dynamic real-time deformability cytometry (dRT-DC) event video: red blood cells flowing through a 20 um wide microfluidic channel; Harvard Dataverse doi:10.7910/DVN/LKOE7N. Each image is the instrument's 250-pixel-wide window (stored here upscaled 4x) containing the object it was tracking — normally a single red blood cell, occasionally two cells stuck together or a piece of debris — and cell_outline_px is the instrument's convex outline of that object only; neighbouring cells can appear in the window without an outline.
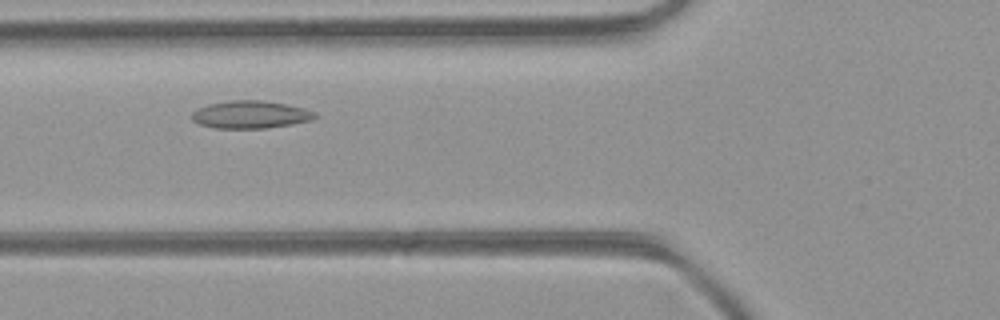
{"species": "common noctule bat (a hibernating species)", "species_latin": "Nyctalus noctula", "temperature_condition": "room temperature", "stored_images_in_passage": 29, "camera_frame_rate_fps": 3000, "um_per_image_px": 0.085, "animal": {"sex": "female", "body_mass_g": 21.9}, "frame": {"image": 1, "passage_image": 4, "time_ms": 1.0, "image_size_px": [1000, 320], "cell_outline_px": [[316, 116], [312, 120], [292, 124], [264, 128], [216, 128], [200, 124], [192, 120], [192, 112], [196, 108], [208, 104], [232, 100], [260, 100], [284, 104], [304, 108], [316, 112]], "centroid_in_image_um": [21.27, 9.73], "position_along_channel_um": 104.5, "area_um2": 19.71}}
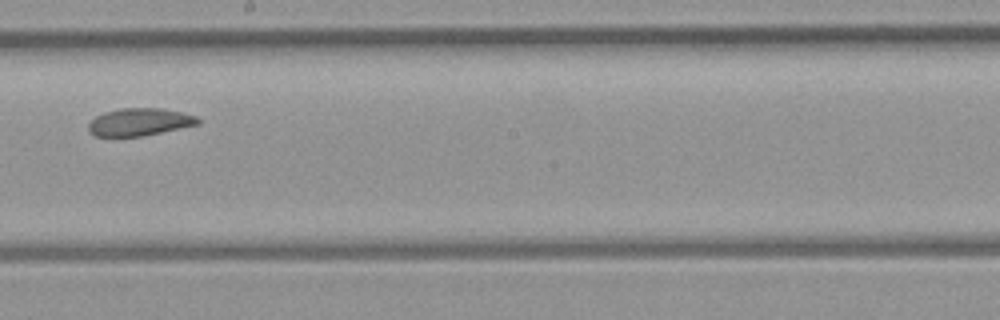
{"frame": {"image": 2, "passage_image": 13, "time_ms": 4.0, "image_size_px": [1000, 320], "cell_outline_px": [[200, 124], [144, 136], [112, 140], [96, 136], [88, 132], [88, 124], [96, 116], [104, 112], [120, 108], [164, 108], [196, 116], [200, 120]], "centroid_in_image_um": [11.79, 10.42], "position_along_channel_um": 236.4, "area_um2": 18.32}}
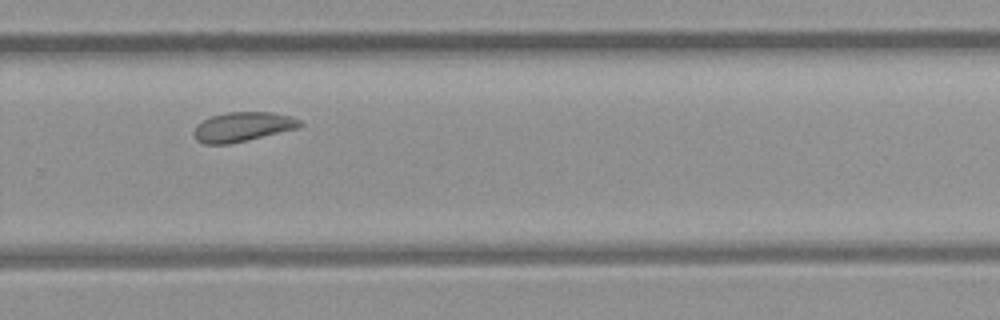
{"frame": {"image": 3, "passage_image": 18, "time_ms": 5.667, "image_size_px": [1000, 320], "cell_outline_px": [[304, 124], [300, 128], [248, 140], [228, 144], [204, 144], [196, 140], [192, 132], [196, 124], [200, 120], [212, 116], [228, 112], [272, 112], [292, 116], [300, 120]], "centroid_in_image_um": [20.62, 10.78], "position_along_channel_um": 309.2, "area_um2": 18.55}, "authors_computed_cell_mechanics": {"area_um2": 18.4382, "velocity_mm_per_s": 4.3817, "shape_relaxation_time_tau1_ms": null, "shape_relaxation_time_tau2_ms": 4.3655, "deformation_change_tau1": null, "deformation_change_tau2": 0.0922}}